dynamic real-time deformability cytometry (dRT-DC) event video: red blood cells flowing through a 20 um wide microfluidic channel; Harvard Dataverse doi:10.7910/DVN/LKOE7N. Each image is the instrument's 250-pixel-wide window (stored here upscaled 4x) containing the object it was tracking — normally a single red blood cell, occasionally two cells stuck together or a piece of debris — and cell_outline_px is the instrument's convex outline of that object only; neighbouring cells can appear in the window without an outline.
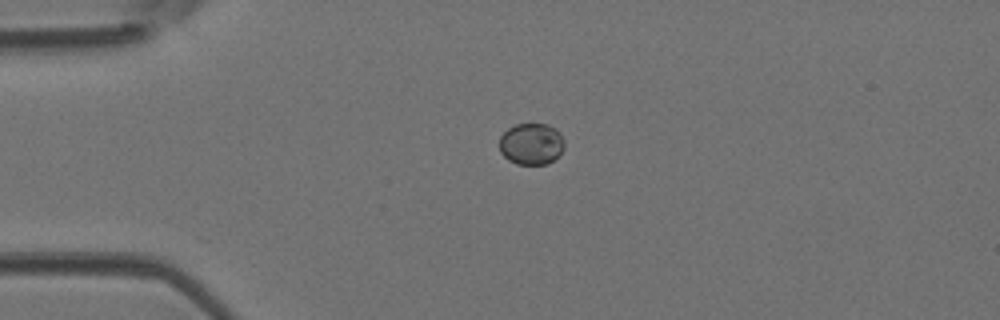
{"species": "Egyptian fruit bat (a non-hibernating species)", "species_latin": "Rousettus aegyptiacus", "temperature_condition": "room temperature", "stored_images_in_passage": 9, "camera_frame_rate_fps": 3000, "um_per_image_px": 0.085, "animal": {"sex": "female"}, "frame": {"image": 1, "passage_image": 1, "time_ms": 0.0, "image_size_px": [1000, 320], "cell_outline_px": [[564, 148], [548, 164], [516, 164], [508, 160], [500, 152], [500, 136], [508, 128], [516, 124], [548, 124], [556, 128], [560, 132], [564, 140]], "centroid_in_image_um": [45.16, 12.22], "position_along_channel_um": 39.8, "area_um2": 15.78}}
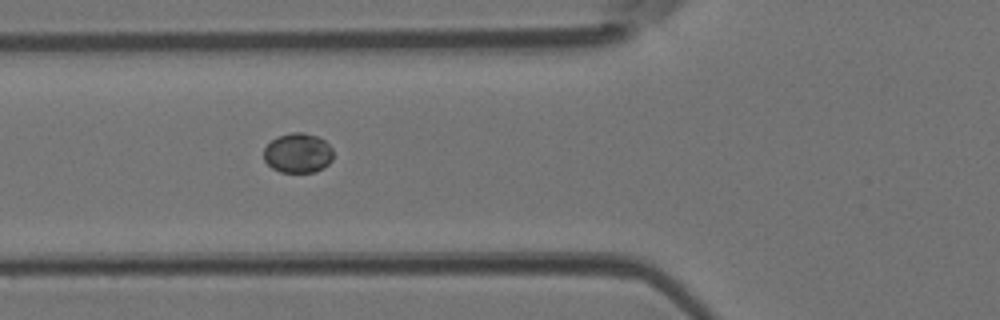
{"frame": {"image": 2, "passage_image": 7, "time_ms": 2.0, "image_size_px": [1000, 320], "cell_outline_px": [[332, 160], [324, 168], [316, 172], [280, 172], [272, 168], [264, 160], [264, 148], [276, 136], [292, 132], [304, 132], [316, 136], [324, 140], [332, 148]], "centroid_in_image_um": [25.32, 13.01], "position_along_channel_um": 100.5, "area_um2": 16.18}}
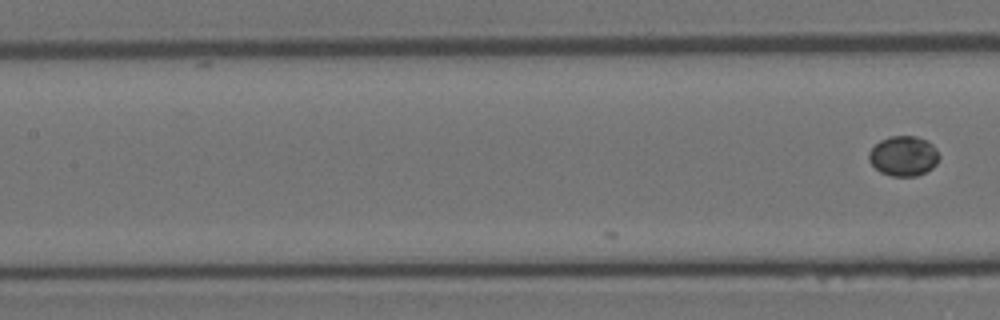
{"frame": {"image": 3, "passage_image": 9, "time_ms": 2.667, "image_size_px": [1000, 320], "cell_outline_px": [[940, 156], [936, 164], [932, 168], [916, 176], [892, 176], [880, 172], [868, 160], [868, 152], [880, 140], [888, 136], [916, 136], [928, 140], [936, 148]], "centroid_in_image_um": [76.8, 13.24], "position_along_channel_um": 130.6, "area_um2": 16.47}}